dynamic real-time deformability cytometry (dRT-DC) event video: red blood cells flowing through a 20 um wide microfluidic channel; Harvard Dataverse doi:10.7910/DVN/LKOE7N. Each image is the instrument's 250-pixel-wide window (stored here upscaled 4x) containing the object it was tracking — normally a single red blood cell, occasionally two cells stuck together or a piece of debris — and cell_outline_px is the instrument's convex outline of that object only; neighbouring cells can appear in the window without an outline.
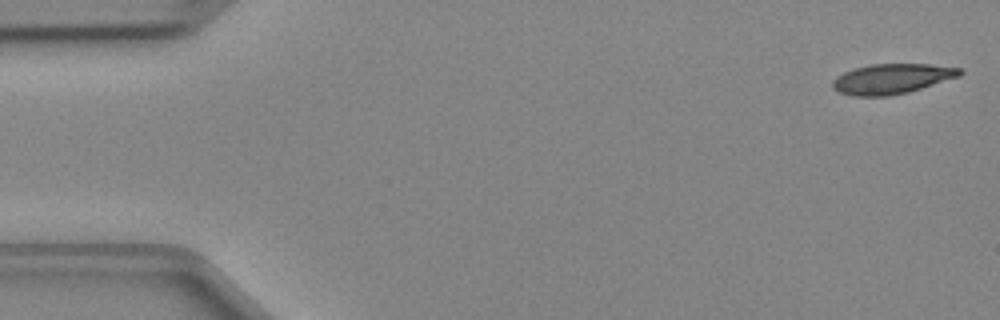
{"species": "Egyptian fruit bat (a non-hibernating species)", "species_latin": "Rousettus aegyptiacus", "temperature_condition": "cold", "stored_images_in_passage": 35, "camera_frame_rate_fps": 3000, "um_per_image_px": 0.085, "animal": {"sex": "female"}, "frame": {"image": 1, "passage_image": 1, "time_ms": 0.0, "image_size_px": [1000, 320], "cell_outline_px": [[964, 72], [960, 76], [908, 92], [888, 96], [852, 96], [840, 92], [832, 88], [832, 80], [836, 76], [844, 72], [856, 68], [872, 64], [928, 64], [960, 68]], "centroid_in_image_um": [75.79, 6.7], "position_along_channel_um": 9.2, "area_um2": 22.2}}
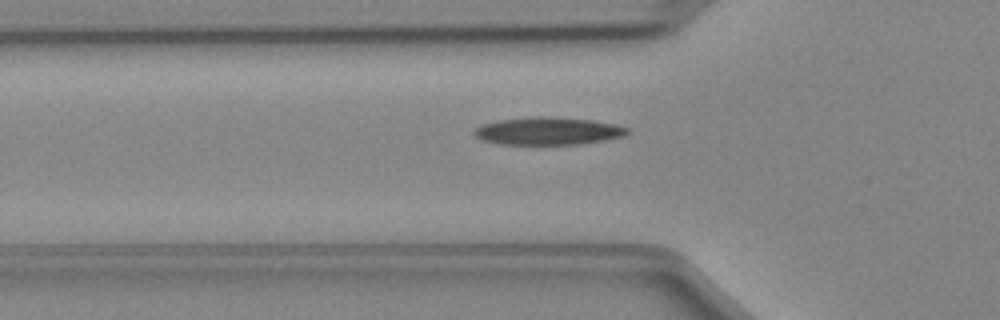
{"frame": {"image": 2, "passage_image": 15, "time_ms": 4.667, "image_size_px": [1000, 320], "cell_outline_px": [[632, 132], [624, 136], [604, 140], [580, 144], [500, 144], [480, 140], [472, 132], [480, 124], [496, 120], [532, 116], [544, 116], [592, 120], [612, 124], [628, 128]], "centroid_in_image_um": [46.54, 11.13], "position_along_channel_um": 79.3, "area_um2": 24.8}}
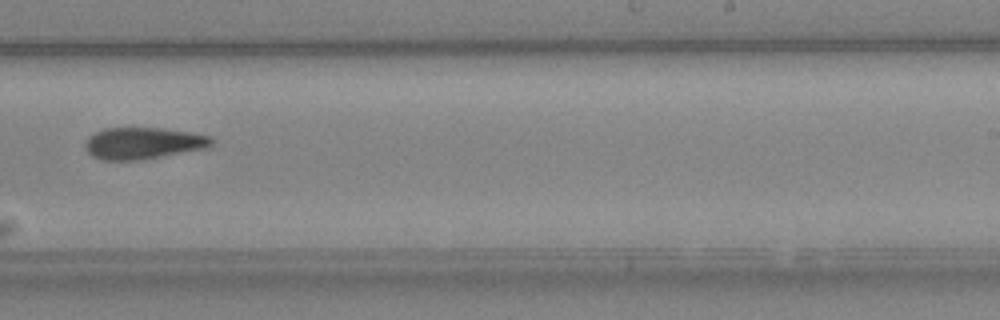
{"frame": {"image": 3, "passage_image": 29, "time_ms": 9.333, "image_size_px": [1000, 320], "cell_outline_px": [[212, 144], [204, 148], [140, 160], [100, 160], [92, 156], [84, 148], [84, 144], [88, 136], [104, 128], [160, 128], [188, 132], [212, 136]], "centroid_in_image_um": [12.1, 12.17], "position_along_channel_um": 276.9, "area_um2": 23.18}}